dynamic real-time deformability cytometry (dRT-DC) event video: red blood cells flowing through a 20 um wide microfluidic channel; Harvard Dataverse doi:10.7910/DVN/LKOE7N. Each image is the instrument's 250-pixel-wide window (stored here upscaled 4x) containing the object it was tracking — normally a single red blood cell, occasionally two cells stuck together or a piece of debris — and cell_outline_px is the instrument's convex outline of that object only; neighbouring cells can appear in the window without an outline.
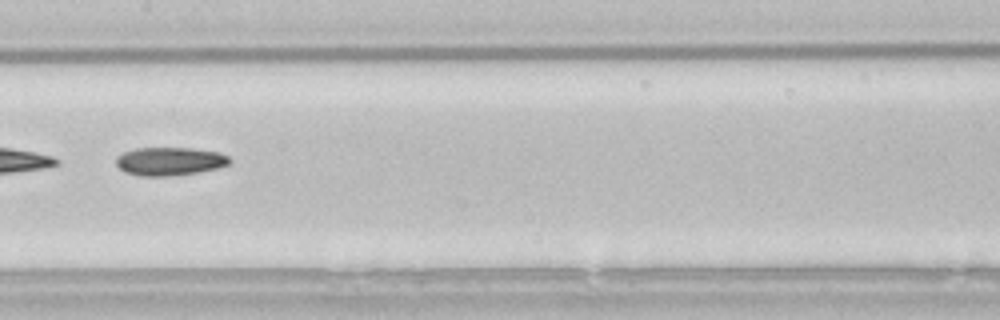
{"species": "common noctule bat (a hibernating species)", "species_latin": "Nyctalus noctula", "temperature_condition": "room temperature", "stored_images_in_passage": 40, "camera_frame_rate_fps": 3000, "um_per_image_px": 0.085, "animal": {"sex": "male", "body_mass_g": 21.5, "forearm_length_mm": 52.0}, "frame": {"image": 1, "passage_image": 18, "time_ms": 5.667, "image_size_px": [1000, 320], "cell_outline_px": [[228, 160], [224, 164], [212, 168], [192, 172], [128, 172], [120, 168], [116, 164], [116, 160], [120, 156], [128, 152], [144, 148], [180, 148], [212, 152], [224, 156]], "centroid_in_image_um": [14.37, 13.64], "position_along_channel_um": 193.0, "area_um2": 15.9}}